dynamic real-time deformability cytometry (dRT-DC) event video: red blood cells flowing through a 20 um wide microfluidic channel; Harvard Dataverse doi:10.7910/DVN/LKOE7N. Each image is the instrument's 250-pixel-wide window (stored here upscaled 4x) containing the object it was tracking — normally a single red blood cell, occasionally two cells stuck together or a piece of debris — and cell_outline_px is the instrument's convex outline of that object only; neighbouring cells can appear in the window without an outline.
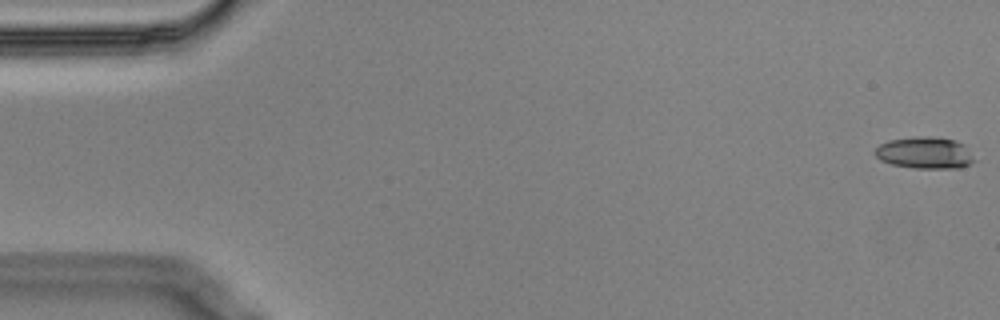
{"species": "Egyptian fruit bat (a non-hibernating species)", "species_latin": "Rousettus aegyptiacus", "temperature_condition": "cold", "stored_images_in_passage": 57, "camera_frame_rate_fps": 3000, "um_per_image_px": 0.085, "animal": {"sex": "male"}, "frame": {"image": 1, "passage_image": 1, "time_ms": 0.0, "image_size_px": [1000, 320], "cell_outline_px": [[976, 160], [960, 168], [916, 168], [892, 164], [880, 160], [872, 152], [880, 144], [888, 140], [912, 136], [940, 136], [956, 140], [964, 144]], "centroid_in_image_um": [78.6, 12.96], "position_along_channel_um": 6.4, "area_um2": 18.67}}
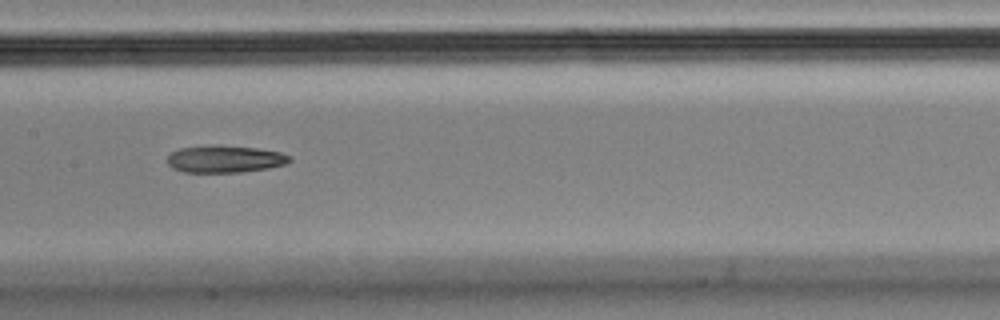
{"frame": {"image": 2, "passage_image": 28, "time_ms": 9.0, "image_size_px": [1000, 320], "cell_outline_px": [[292, 160], [284, 164], [268, 168], [240, 172], [184, 172], [172, 168], [168, 164], [168, 156], [172, 152], [180, 148], [256, 148], [280, 152], [292, 156]], "centroid_in_image_um": [19.15, 13.57], "position_along_channel_um": 188.2, "area_um2": 18.32}}
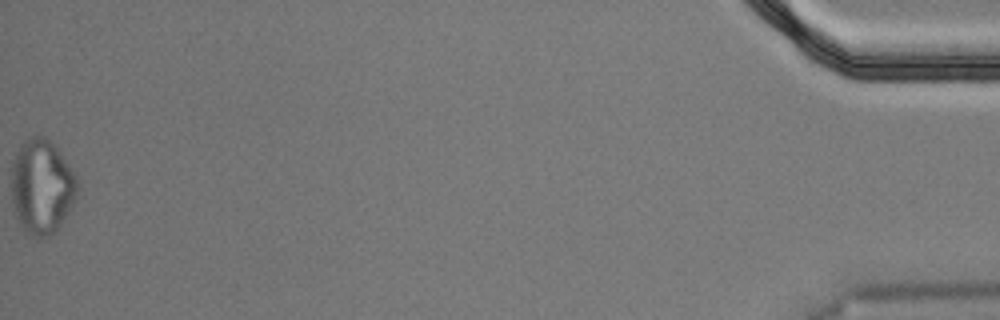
{"frame": {"image": 3, "passage_image": 57, "time_ms": 18.667, "image_size_px": [1000, 320], "cell_outline_px": [[80, 188], [68, 212], [56, 232], [48, 236], [36, 236], [28, 232], [20, 224], [16, 216], [12, 200], [12, 164], [16, 152], [20, 144], [24, 140], [32, 136], [44, 136], [56, 148], [76, 176]], "centroid_in_image_um": [3.55, 15.85], "position_along_channel_um": 431.6, "area_um2": 35.95}}